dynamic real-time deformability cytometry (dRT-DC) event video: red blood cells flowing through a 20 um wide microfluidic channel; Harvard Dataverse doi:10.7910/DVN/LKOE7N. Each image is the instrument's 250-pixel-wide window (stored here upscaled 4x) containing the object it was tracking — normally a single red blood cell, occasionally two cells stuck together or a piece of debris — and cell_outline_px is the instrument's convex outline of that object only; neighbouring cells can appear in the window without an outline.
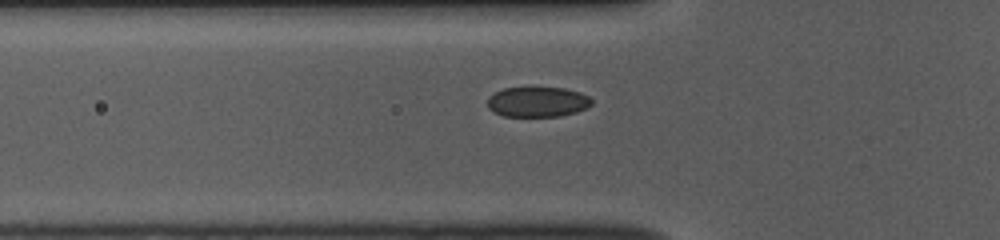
{"species": "common noctule bat (a hibernating species)", "species_latin": "Nyctalus noctula", "temperature_condition": "room temperature", "stored_images_in_passage": 36, "camera_frame_rate_fps": 3000, "um_per_image_px": 0.085, "animal": {"sex": "female", "body_mass_g": 10.0, "forearm_length_mm": 53.1}, "frame": {"image": 1, "passage_image": 3, "time_ms": 0.667, "image_size_px": [1000, 240], "cell_outline_px": [[592, 104], [588, 108], [576, 112], [560, 116], [504, 116], [492, 112], [488, 108], [488, 96], [504, 88], [532, 84], [564, 88], [580, 92], [588, 96], [592, 100]], "centroid_in_image_um": [45.68, 8.61], "position_along_channel_um": 80.1, "area_um2": 19.19}}
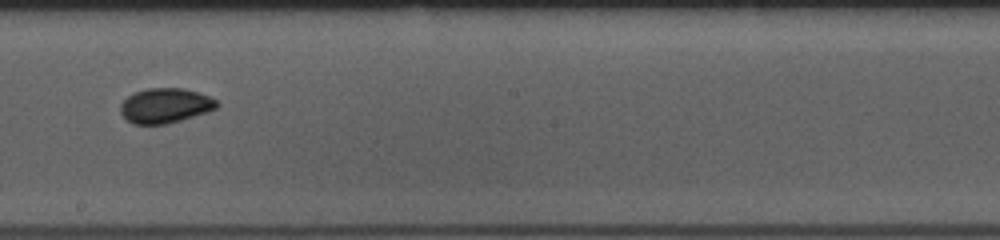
{"frame": {"image": 2, "passage_image": 15, "time_ms": 4.667, "image_size_px": [1000, 240], "cell_outline_px": [[220, 104], [216, 108], [208, 112], [180, 120], [164, 124], [132, 124], [120, 112], [120, 104], [128, 96], [136, 92], [148, 88], [184, 88], [208, 96], [216, 100]], "centroid_in_image_um": [14.04, 8.97], "position_along_channel_um": 234.2, "area_um2": 19.42}}
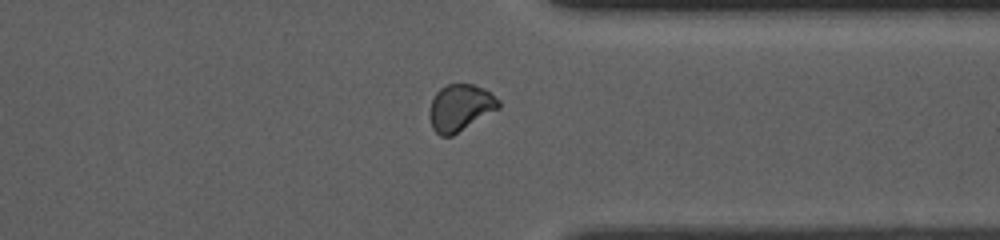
{"frame": {"image": 3, "passage_image": 26, "time_ms": 8.333, "image_size_px": [1000, 240], "cell_outline_px": [[500, 108], [452, 136], [440, 136], [432, 128], [428, 116], [428, 112], [432, 100], [436, 92], [440, 88], [448, 84], [472, 84], [484, 88], [500, 100]], "centroid_in_image_um": [39.11, 9.16], "position_along_channel_um": 372.3, "area_um2": 18.96}, "authors_computed_cell_mechanics": {"area_um2": 18.9873, "velocity_mm_per_s": 3.8417, "shape_relaxation_time_tau1_ms": 4.1807, "shape_relaxation_time_tau2_ms": 1.3237, "deformation_change_tau1": 0.0713, "deformation_change_tau2": 0.035}}